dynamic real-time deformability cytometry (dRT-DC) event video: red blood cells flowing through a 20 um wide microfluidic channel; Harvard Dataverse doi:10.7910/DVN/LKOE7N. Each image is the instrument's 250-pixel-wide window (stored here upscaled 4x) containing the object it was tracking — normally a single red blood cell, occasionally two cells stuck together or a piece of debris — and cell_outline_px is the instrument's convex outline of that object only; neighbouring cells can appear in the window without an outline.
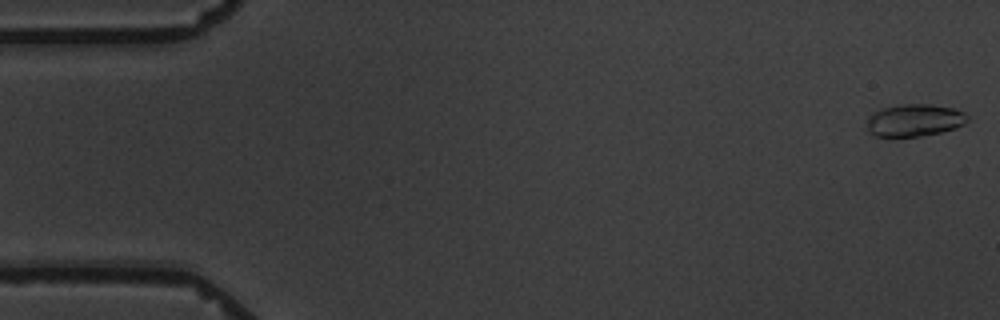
{"species": "common noctule bat (a hibernating species)", "species_latin": "Nyctalus noctula", "temperature_condition": "warm", "stored_images_in_passage": 7, "camera_frame_rate_fps": 3000, "um_per_image_px": 0.085, "animal": {"sex": "male", "body_mass_g": 19.5, "forearm_length_mm": 54.6}, "frame": {"image": 1, "passage_image": 1, "time_ms": 0.0, "image_size_px": [1000, 320], "cell_outline_px": [[968, 120], [964, 124], [940, 132], [920, 136], [876, 136], [868, 132], [868, 116], [880, 108], [900, 104], [932, 104], [952, 108], [964, 112], [968, 116]], "centroid_in_image_um": [77.71, 10.2], "position_along_channel_um": 7.3, "area_um2": 18.84}}
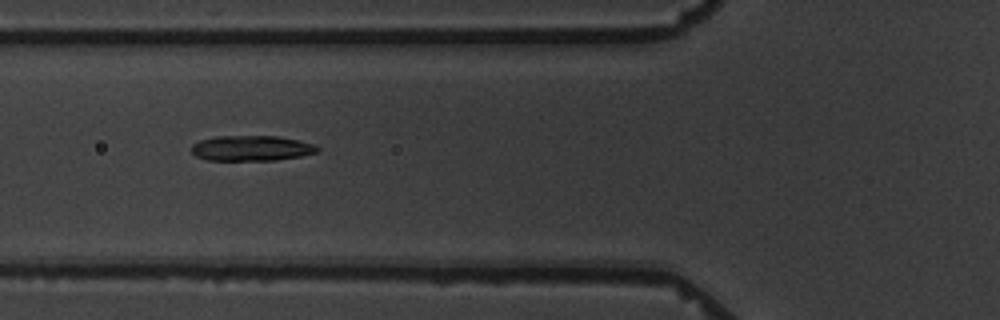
{"frame": {"image": 2, "passage_image": 6, "time_ms": 6.667, "image_size_px": [1000, 320], "cell_outline_px": [[320, 148], [316, 152], [300, 156], [276, 160], [208, 160], [196, 156], [192, 152], [192, 144], [200, 140], [216, 136], [276, 136], [296, 140], [312, 144]], "centroid_in_image_um": [21.33, 12.6], "position_along_channel_um": 104.5, "area_um2": 18.38}}
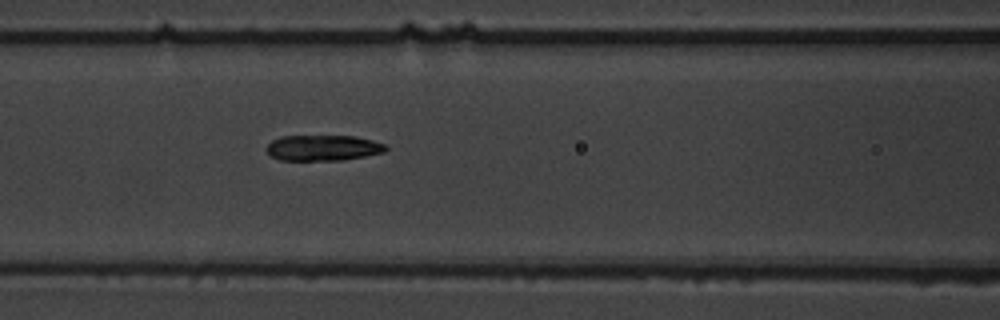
{"frame": {"image": 3, "passage_image": 7, "time_ms": 7.667, "image_size_px": [1000, 320], "cell_outline_px": [[388, 148], [384, 152], [344, 160], [280, 160], [272, 156], [264, 148], [272, 140], [280, 136], [356, 136], [372, 140], [384, 144]], "centroid_in_image_um": [27.44, 12.56], "position_along_channel_um": 139.2, "area_um2": 17.86}}